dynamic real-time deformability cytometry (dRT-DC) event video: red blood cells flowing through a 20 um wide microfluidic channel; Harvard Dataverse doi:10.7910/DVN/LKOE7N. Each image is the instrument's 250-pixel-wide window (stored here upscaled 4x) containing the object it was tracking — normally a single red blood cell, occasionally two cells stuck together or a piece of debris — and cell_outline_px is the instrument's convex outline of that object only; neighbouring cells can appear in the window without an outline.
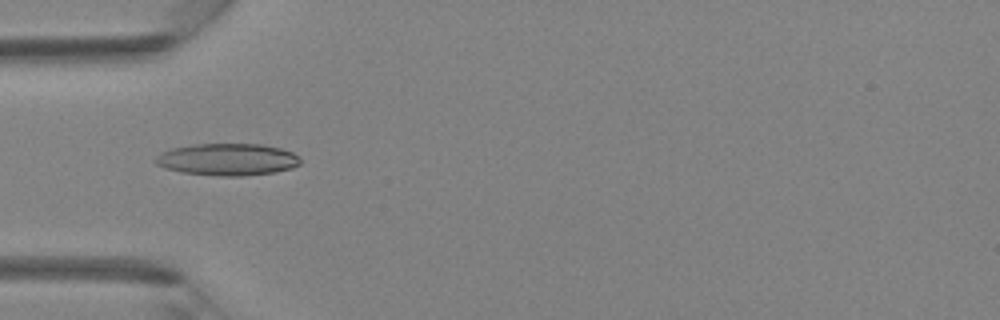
{"species": "Egyptian fruit bat (a non-hibernating species)", "species_latin": "Rousettus aegyptiacus", "temperature_condition": "room temperature", "stored_images_in_passage": 31, "camera_frame_rate_fps": 3000, "um_per_image_px": 0.085, "animal": {"sex": "female"}, "frame": {"image": 1, "passage_image": 5, "time_ms": 1.333, "image_size_px": [1000, 320], "cell_outline_px": [[300, 164], [292, 168], [276, 172], [244, 176], [220, 176], [180, 172], [164, 168], [156, 164], [156, 156], [160, 152], [172, 148], [192, 144], [260, 144], [280, 148], [292, 152], [300, 156]], "centroid_in_image_um": [19.34, 13.56], "position_along_channel_um": 65.7, "area_um2": 27.22}}
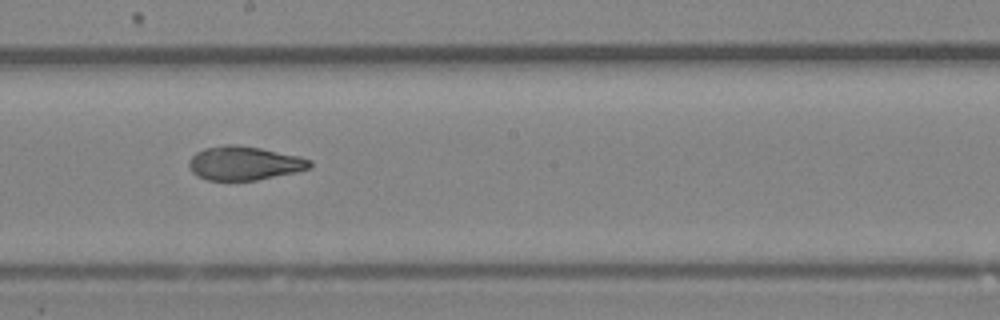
{"frame": {"image": 2, "passage_image": 15, "time_ms": 4.667, "image_size_px": [1000, 320], "cell_outline_px": [[312, 168], [296, 172], [256, 180], [208, 180], [196, 176], [192, 172], [188, 164], [188, 160], [196, 152], [204, 148], [224, 144], [236, 144], [260, 148], [300, 156], [312, 160]], "centroid_in_image_um": [20.76, 13.86], "position_along_channel_um": 227.4, "area_um2": 24.04}}
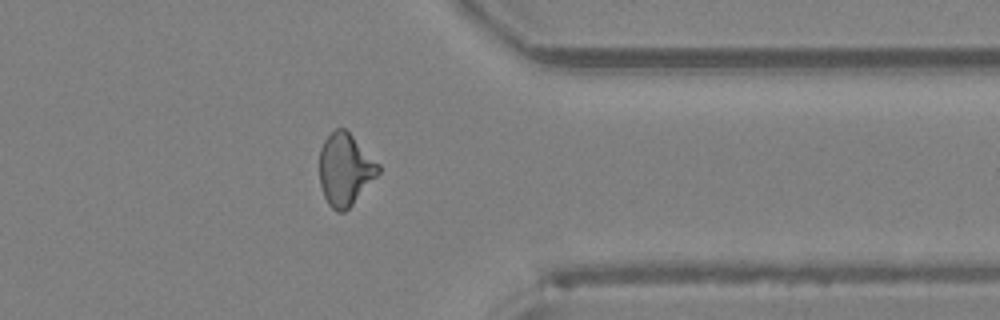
{"frame": {"image": 3, "passage_image": 25, "time_ms": 8.0, "image_size_px": [1000, 320], "cell_outline_px": [[380, 172], [352, 204], [344, 212], [336, 212], [328, 204], [324, 196], [320, 184], [320, 148], [324, 140], [336, 128], [344, 128], [380, 164]], "centroid_in_image_um": [29.33, 14.41], "position_along_channel_um": 382.1, "area_um2": 24.45}}